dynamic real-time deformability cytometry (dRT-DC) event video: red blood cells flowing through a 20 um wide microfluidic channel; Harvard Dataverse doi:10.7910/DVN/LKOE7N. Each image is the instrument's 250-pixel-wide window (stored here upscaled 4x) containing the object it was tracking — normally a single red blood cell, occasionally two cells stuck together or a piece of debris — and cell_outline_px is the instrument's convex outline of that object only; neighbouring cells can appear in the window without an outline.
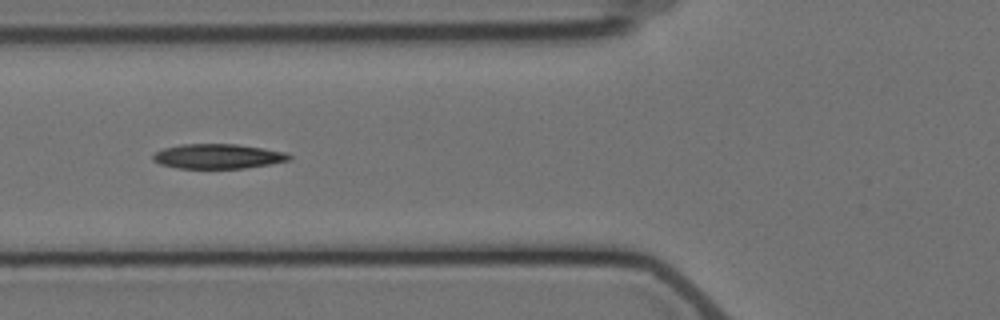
{"species": "Egyptian fruit bat (a non-hibernating species)", "species_latin": "Rousettus aegyptiacus", "temperature_condition": "cold", "stored_images_in_passage": 10, "camera_frame_rate_fps": 3000, "um_per_image_px": 0.085, "animal": {"sex": "female"}, "frame": {"image": 1, "passage_image": 5, "time_ms": 5.0, "image_size_px": [1000, 320], "cell_outline_px": [[292, 156], [288, 160], [272, 164], [244, 168], [176, 168], [160, 164], [152, 160], [152, 156], [156, 152], [164, 148], [180, 144], [236, 144], [264, 148], [284, 152]], "centroid_in_image_um": [18.5, 13.28], "position_along_channel_um": 107.3, "area_um2": 19.59}}
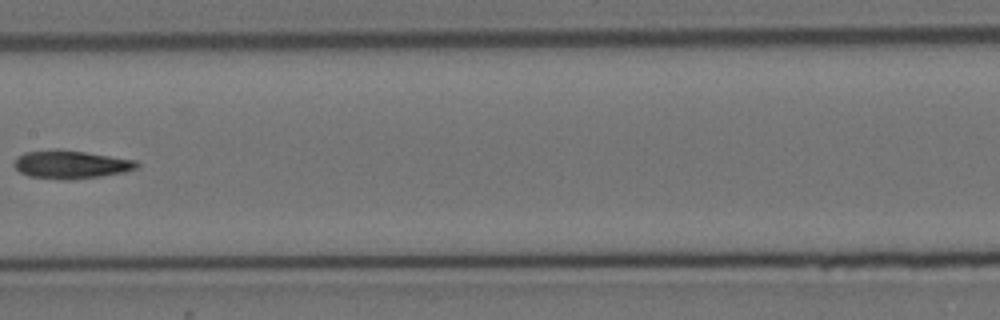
{"frame": {"image": 2, "passage_image": 7, "time_ms": 7.667, "image_size_px": [1000, 320], "cell_outline_px": [[140, 164], [136, 168], [124, 172], [100, 176], [72, 180], [64, 180], [28, 176], [20, 172], [12, 164], [16, 156], [24, 152], [56, 148], [84, 152], [136, 160]], "centroid_in_image_um": [5.97, 13.97], "position_along_channel_um": 201.4, "area_um2": 20.35}}
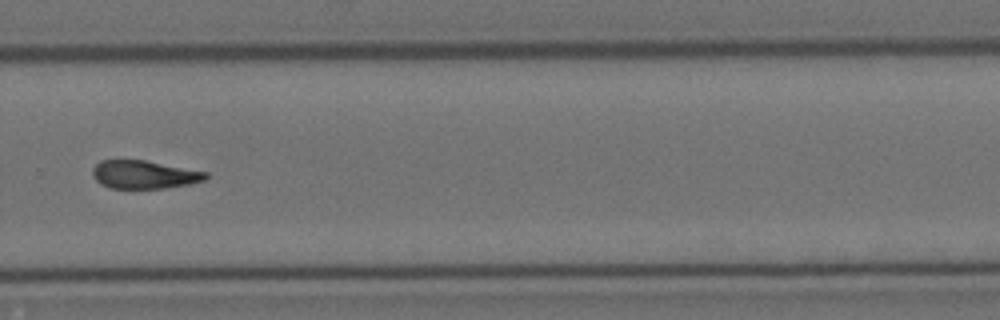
{"frame": {"image": 3, "passage_image": 10, "time_ms": 11.0, "image_size_px": [1000, 320], "cell_outline_px": [[208, 176], [204, 180], [192, 184], [164, 188], [108, 188], [100, 184], [92, 176], [92, 168], [100, 160], [144, 160], [208, 172]], "centroid_in_image_um": [12.24, 14.84], "position_along_channel_um": 317.6, "area_um2": 18.67}}